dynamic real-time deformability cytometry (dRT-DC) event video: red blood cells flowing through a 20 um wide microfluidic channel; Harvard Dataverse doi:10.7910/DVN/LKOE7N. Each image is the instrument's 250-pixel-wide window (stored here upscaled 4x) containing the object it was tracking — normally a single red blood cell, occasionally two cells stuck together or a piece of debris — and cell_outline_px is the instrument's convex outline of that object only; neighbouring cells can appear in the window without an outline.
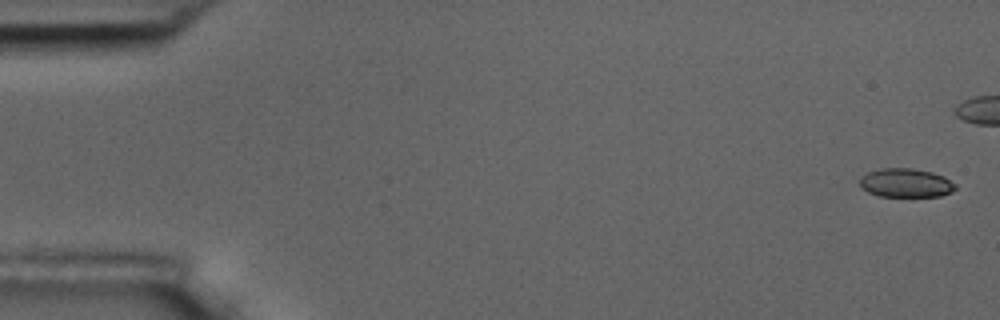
{"species": "common noctule bat (a hibernating species)", "species_latin": "Nyctalus noctula", "temperature_condition": "room temperature", "stored_images_in_passage": 8, "camera_frame_rate_fps": 3000, "um_per_image_px": 0.085, "animal": {"sex": "male", "body_mass_g": 17.5, "forearm_length_mm": 52.3}, "frame": {"image": 1, "passage_image": 1, "time_ms": 0.0, "image_size_px": [1000, 320], "cell_outline_px": [[956, 188], [952, 192], [940, 196], [880, 196], [868, 192], [860, 184], [860, 176], [868, 172], [880, 168], [912, 168], [932, 172], [944, 176], [956, 184]], "centroid_in_image_um": [77.01, 15.54], "position_along_channel_um": 8.0, "area_um2": 16.07}}